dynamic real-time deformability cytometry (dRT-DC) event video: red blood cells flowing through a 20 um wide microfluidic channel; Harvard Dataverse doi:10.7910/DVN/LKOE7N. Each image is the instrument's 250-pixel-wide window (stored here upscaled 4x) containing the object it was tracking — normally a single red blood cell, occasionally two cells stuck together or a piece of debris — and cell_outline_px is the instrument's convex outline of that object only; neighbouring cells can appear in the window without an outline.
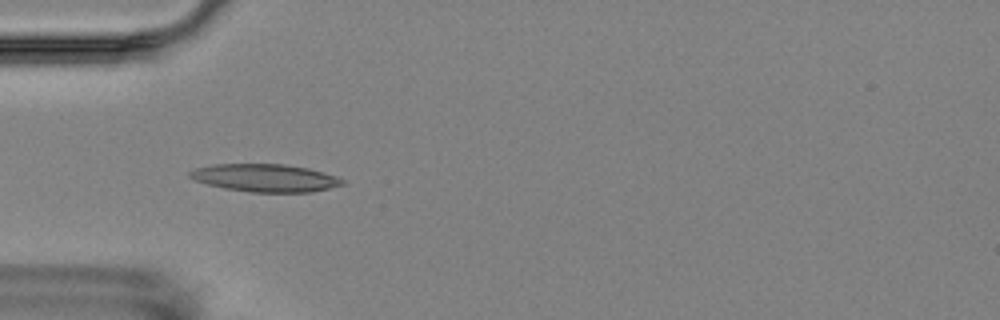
{"species": "Egyptian fruit bat (a non-hibernating species)", "species_latin": "Rousettus aegyptiacus", "temperature_condition": "room temperature", "stored_images_in_passage": 7, "camera_frame_rate_fps": 3000, "um_per_image_px": 0.085, "animal": {"sex": "female"}, "frame": {"image": 1, "passage_image": 4, "time_ms": 4.667, "image_size_px": [1000, 320], "cell_outline_px": [[348, 184], [312, 192], [252, 192], [224, 188], [208, 184], [196, 180], [188, 176], [188, 172], [196, 168], [212, 164], [284, 164], [308, 168], [324, 172], [336, 176], [344, 180]], "centroid_in_image_um": [22.58, 15.12], "position_along_channel_um": 62.4, "area_um2": 24.74}}
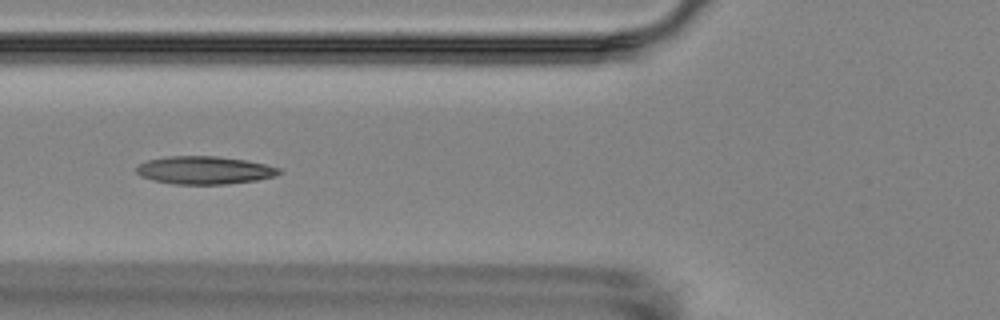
{"frame": {"image": 2, "passage_image": 5, "time_ms": 6.0, "image_size_px": [1000, 320], "cell_outline_px": [[284, 172], [276, 176], [256, 180], [224, 184], [172, 184], [152, 180], [140, 176], [136, 172], [136, 168], [140, 164], [148, 160], [168, 156], [216, 156], [244, 160], [264, 164], [280, 168]], "centroid_in_image_um": [17.38, 14.47], "position_along_channel_um": 108.4, "area_um2": 23.18}}
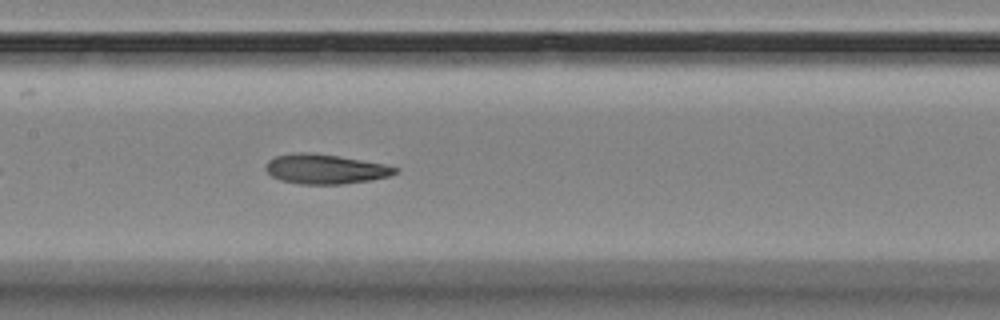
{"frame": {"image": 3, "passage_image": 7, "time_ms": 8.0, "image_size_px": [1000, 320], "cell_outline_px": [[400, 172], [388, 176], [372, 180], [340, 184], [300, 184], [280, 180], [272, 176], [264, 168], [268, 160], [276, 156], [296, 152], [312, 152], [384, 164], [400, 168]], "centroid_in_image_um": [27.65, 14.37], "position_along_channel_um": 179.8, "area_um2": 22.37}}